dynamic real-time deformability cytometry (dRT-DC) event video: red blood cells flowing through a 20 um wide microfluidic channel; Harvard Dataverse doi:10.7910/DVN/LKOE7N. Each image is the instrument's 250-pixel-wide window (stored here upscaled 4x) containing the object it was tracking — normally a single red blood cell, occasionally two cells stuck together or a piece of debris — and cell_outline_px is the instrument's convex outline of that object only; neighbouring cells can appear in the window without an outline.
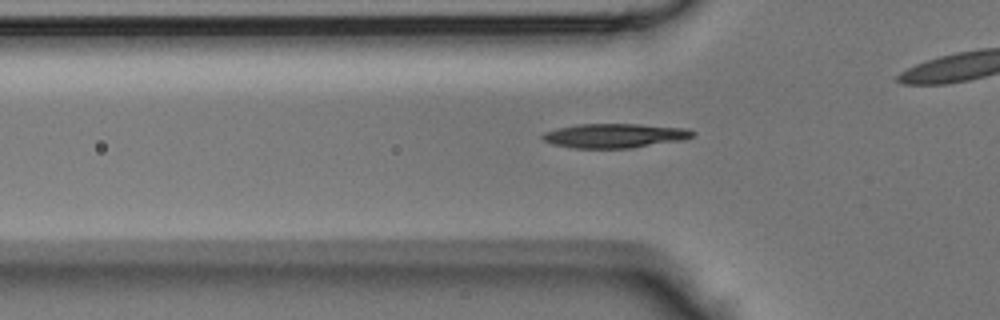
{"species": "Egyptian fruit bat (a non-hibernating species)", "species_latin": "Rousettus aegyptiacus", "temperature_condition": "room temperature", "stored_images_in_passage": 25, "camera_frame_rate_fps": 3000, "um_per_image_px": 0.085, "animal": {"sex": "male"}, "frame": {"image": 1, "passage_image": 2, "time_ms": 0.333, "image_size_px": [1000, 320], "cell_outline_px": [[692, 136], [684, 140], [632, 148], [572, 148], [552, 144], [544, 140], [540, 136], [544, 132], [556, 128], [580, 124], [636, 124], [684, 128], [692, 132]], "centroid_in_image_um": [52.19, 11.54], "position_along_channel_um": 73.6, "area_um2": 21.15}}
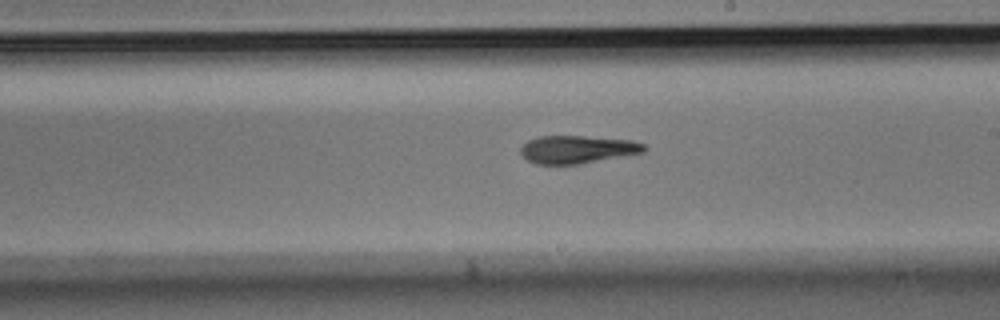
{"frame": {"image": 2, "passage_image": 13, "time_ms": 4.0, "image_size_px": [1000, 320], "cell_outline_px": [[648, 148], [644, 152], [580, 164], [536, 164], [528, 160], [520, 152], [520, 148], [528, 140], [540, 136], [584, 136], [632, 140], [644, 144]], "centroid_in_image_um": [49.09, 12.7], "position_along_channel_um": 239.9, "area_um2": 20.0}}
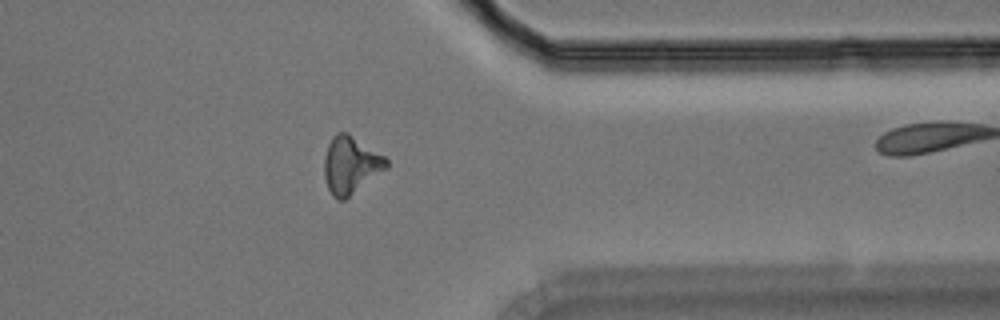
{"frame": {"image": 3, "passage_image": 23, "time_ms": 7.333, "image_size_px": [1000, 320], "cell_outline_px": [[388, 168], [344, 200], [336, 200], [332, 196], [328, 188], [324, 176], [324, 156], [328, 144], [332, 136], [336, 132], [348, 132], [384, 156], [388, 160]], "centroid_in_image_um": [29.79, 14.02], "position_along_channel_um": 381.6, "area_um2": 20.87}}